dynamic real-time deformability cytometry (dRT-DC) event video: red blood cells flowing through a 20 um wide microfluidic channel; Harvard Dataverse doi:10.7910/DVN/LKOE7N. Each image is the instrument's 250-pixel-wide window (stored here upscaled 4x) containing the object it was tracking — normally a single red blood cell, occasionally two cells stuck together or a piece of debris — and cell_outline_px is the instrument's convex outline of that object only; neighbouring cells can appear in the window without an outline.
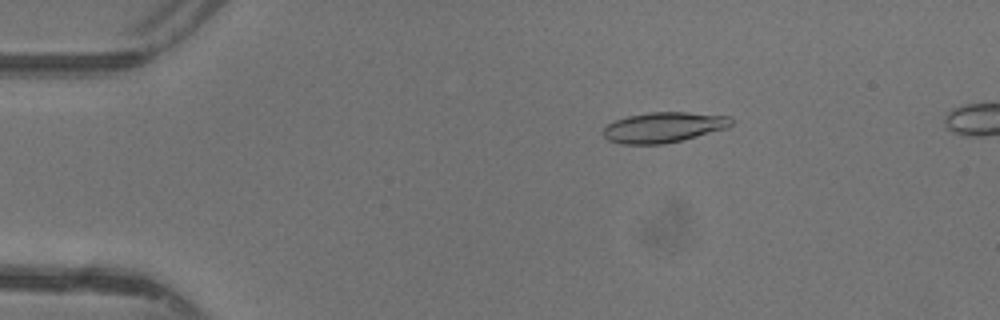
{"species": "common noctule bat (a hibernating species)", "species_latin": "Nyctalus noctula", "temperature_condition": "warm", "stored_images_in_passage": 47, "camera_frame_rate_fps": 3000, "um_per_image_px": 0.085, "animal": {"sex": "female"}, "frame": {"image": 1, "passage_image": 9, "time_ms": 2.667, "image_size_px": [1000, 320], "cell_outline_px": [[732, 124], [728, 128], [664, 144], [624, 144], [608, 140], [604, 136], [604, 128], [608, 124], [616, 120], [628, 116], [652, 112], [688, 112], [732, 116]], "centroid_in_image_um": [56.44, 10.81], "position_along_channel_um": 28.6, "area_um2": 22.48}}
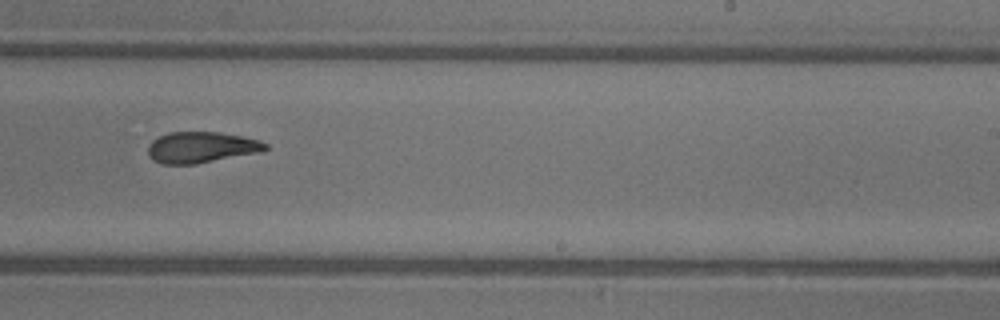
{"frame": {"image": 2, "passage_image": 30, "time_ms": 9.667, "image_size_px": [1000, 320], "cell_outline_px": [[268, 148], [256, 152], [196, 164], [164, 164], [152, 160], [148, 156], [148, 148], [152, 140], [168, 132], [220, 132], [244, 136], [260, 140], [268, 144]], "centroid_in_image_um": [17.08, 12.51], "position_along_channel_um": 271.9, "area_um2": 21.15}}
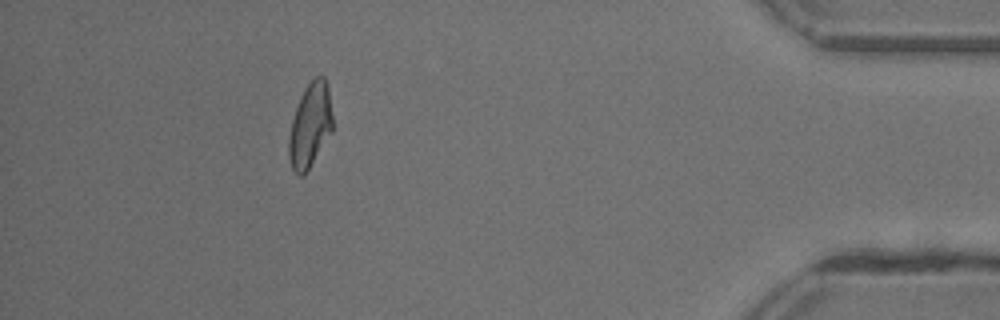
{"frame": {"image": 3, "passage_image": 43, "time_ms": 14.0, "image_size_px": [1000, 320], "cell_outline_px": [[332, 132], [304, 176], [300, 176], [292, 168], [288, 156], [288, 136], [292, 120], [300, 96], [304, 88], [316, 76], [324, 76], [328, 88], [332, 116]], "centroid_in_image_um": [26.35, 10.67], "position_along_channel_um": 408.9, "area_um2": 21.44}}